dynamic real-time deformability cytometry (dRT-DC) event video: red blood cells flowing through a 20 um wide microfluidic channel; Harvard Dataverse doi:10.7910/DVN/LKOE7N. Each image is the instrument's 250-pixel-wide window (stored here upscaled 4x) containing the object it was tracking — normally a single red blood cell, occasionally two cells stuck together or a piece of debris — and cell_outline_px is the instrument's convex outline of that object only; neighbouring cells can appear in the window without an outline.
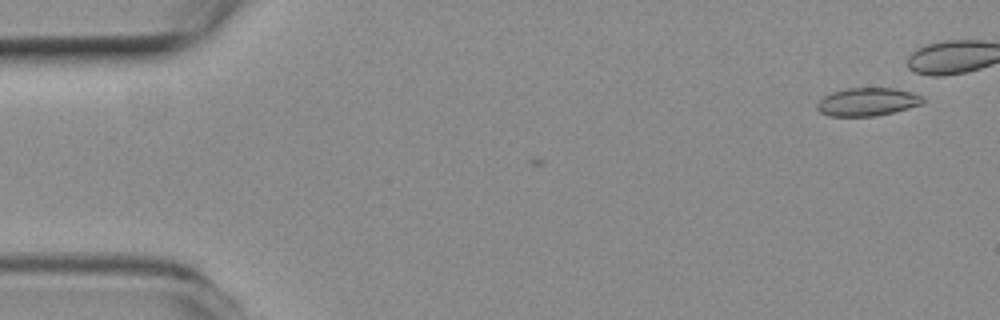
{"species": "common noctule bat (a hibernating species)", "species_latin": "Nyctalus noctula", "temperature_condition": "room temperature", "stored_images_in_passage": 5, "camera_frame_rate_fps": 3000, "um_per_image_px": 0.085, "animal": {"sex": "female", "body_mass_g": 19.3, "forearm_length_mm": 54.1}, "frame": {"image": 1, "passage_image": 1, "time_ms": 0.0, "image_size_px": [1000, 320], "cell_outline_px": [[924, 104], [876, 116], [828, 116], [820, 112], [816, 108], [816, 104], [824, 96], [832, 92], [848, 88], [892, 88], [912, 92], [920, 96], [924, 100]], "centroid_in_image_um": [73.71, 8.66], "position_along_channel_um": 11.3, "area_um2": 17.28}}